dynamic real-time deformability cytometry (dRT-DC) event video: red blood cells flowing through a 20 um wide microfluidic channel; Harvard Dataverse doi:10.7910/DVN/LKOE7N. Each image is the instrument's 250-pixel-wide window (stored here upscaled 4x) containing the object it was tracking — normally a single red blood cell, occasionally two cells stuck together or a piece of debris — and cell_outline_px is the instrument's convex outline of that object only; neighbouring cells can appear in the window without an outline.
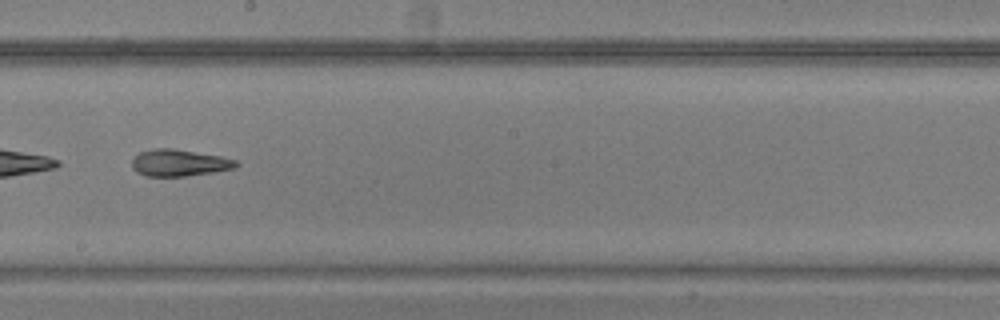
{"species": "common noctule bat (a hibernating species)", "species_latin": "Nyctalus noctula", "temperature_condition": "warm", "stored_images_in_passage": 45, "camera_frame_rate_fps": 3000, "um_per_image_px": 0.085, "animal": {"sex": "male", "body_mass_g": 20.5, "forearm_length_mm": 52.5}, "frame": {"image": 1, "passage_image": 26, "time_ms": 8.333, "image_size_px": [1000, 320], "cell_outline_px": [[240, 164], [236, 168], [212, 172], [184, 176], [144, 176], [136, 172], [132, 168], [132, 160], [140, 152], [152, 148], [172, 148], [220, 156], [236, 160]], "centroid_in_image_um": [15.22, 13.84], "position_along_channel_um": 233.0, "area_um2": 16.24}}